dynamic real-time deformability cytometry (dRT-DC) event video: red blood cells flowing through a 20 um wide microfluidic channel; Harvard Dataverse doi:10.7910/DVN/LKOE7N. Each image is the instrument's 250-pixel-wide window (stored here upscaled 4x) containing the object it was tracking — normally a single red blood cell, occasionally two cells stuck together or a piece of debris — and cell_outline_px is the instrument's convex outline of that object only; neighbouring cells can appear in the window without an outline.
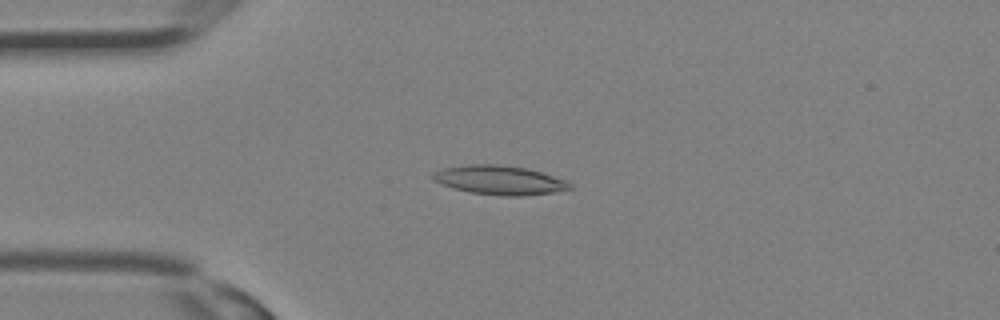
{"species": "Egyptian fruit bat (a non-hibernating species)", "species_latin": "Rousettus aegyptiacus", "temperature_condition": "room temperature", "stored_images_in_passage": 32, "camera_frame_rate_fps": 3000, "um_per_image_px": 0.085, "animal": {"sex": "female"}, "frame": {"image": 1, "passage_image": 8, "time_ms": 2.333, "image_size_px": [1000, 320], "cell_outline_px": [[572, 188], [552, 192], [524, 196], [504, 196], [472, 192], [452, 188], [440, 184], [432, 180], [432, 176], [436, 172], [444, 168], [468, 164], [500, 164], [528, 168], [568, 180], [572, 184]], "centroid_in_image_um": [42.49, 15.3], "position_along_channel_um": 42.5, "area_um2": 23.29}}
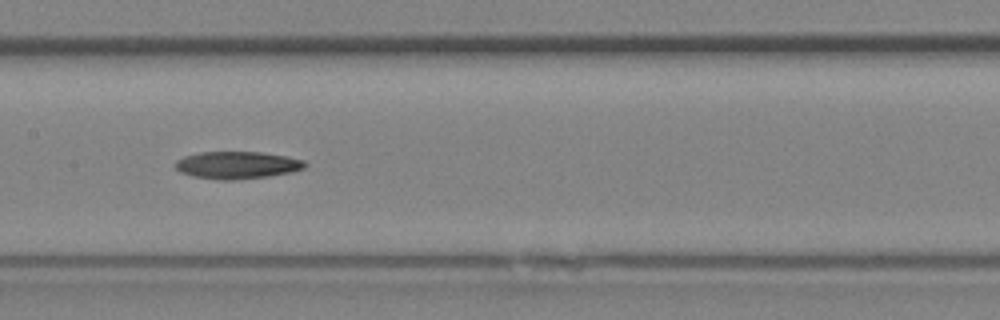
{"frame": {"image": 2, "passage_image": 16, "time_ms": 5.0, "image_size_px": [1000, 320], "cell_outline_px": [[308, 164], [304, 168], [288, 172], [268, 176], [232, 180], [216, 180], [192, 176], [180, 172], [176, 168], [176, 160], [184, 156], [200, 152], [260, 152], [288, 156], [304, 160]], "centroid_in_image_um": [20.14, 14.03], "position_along_channel_um": 187.3, "area_um2": 20.63}}
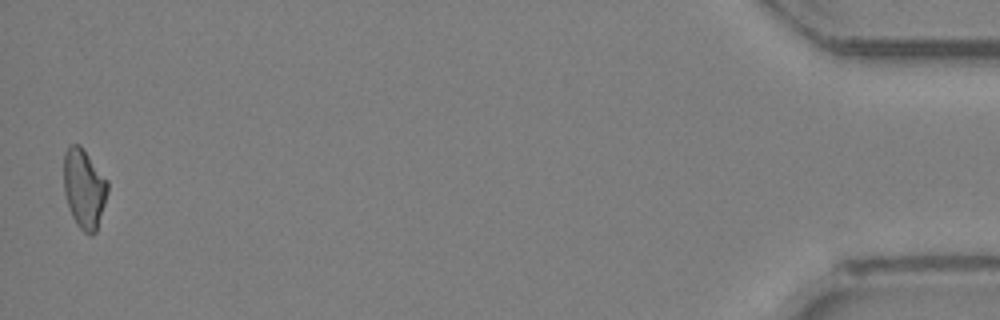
{"frame": {"image": 3, "passage_image": 32, "time_ms": 10.333, "image_size_px": [1000, 320], "cell_outline_px": [[108, 192], [96, 232], [92, 236], [88, 236], [76, 224], [72, 216], [64, 192], [64, 152], [72, 144], [80, 144], [108, 180]], "centroid_in_image_um": [7.16, 16.04], "position_along_channel_um": 428.0, "area_um2": 20.4}}